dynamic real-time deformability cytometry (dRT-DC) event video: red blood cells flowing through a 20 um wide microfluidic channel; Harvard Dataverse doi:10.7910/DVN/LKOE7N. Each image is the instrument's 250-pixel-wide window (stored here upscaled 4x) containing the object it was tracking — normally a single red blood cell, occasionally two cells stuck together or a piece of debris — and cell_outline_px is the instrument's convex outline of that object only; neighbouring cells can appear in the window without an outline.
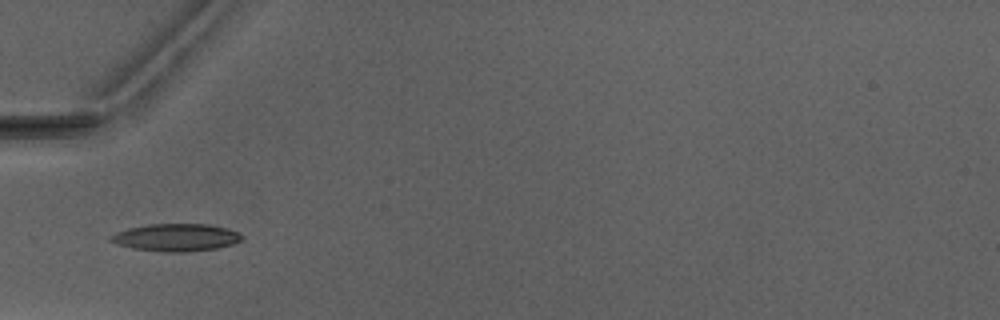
{"species": "Egyptian fruit bat (a non-hibernating species)", "species_latin": "Rousettus aegyptiacus", "temperature_condition": "warm", "stored_images_in_passage": 5, "camera_frame_rate_fps": 3000, "um_per_image_px": 0.085, "animal": {"sex": "male"}, "frame": {"image": 1, "passage_image": 5, "time_ms": 4.667, "image_size_px": [1000, 320], "cell_outline_px": [[244, 236], [240, 240], [232, 244], [216, 248], [188, 252], [164, 252], [132, 248], [116, 244], [108, 240], [108, 236], [116, 232], [128, 228], [148, 224], [208, 224], [228, 228]], "centroid_in_image_um": [14.92, 20.18], "position_along_channel_um": 70.1, "area_um2": 21.1}}